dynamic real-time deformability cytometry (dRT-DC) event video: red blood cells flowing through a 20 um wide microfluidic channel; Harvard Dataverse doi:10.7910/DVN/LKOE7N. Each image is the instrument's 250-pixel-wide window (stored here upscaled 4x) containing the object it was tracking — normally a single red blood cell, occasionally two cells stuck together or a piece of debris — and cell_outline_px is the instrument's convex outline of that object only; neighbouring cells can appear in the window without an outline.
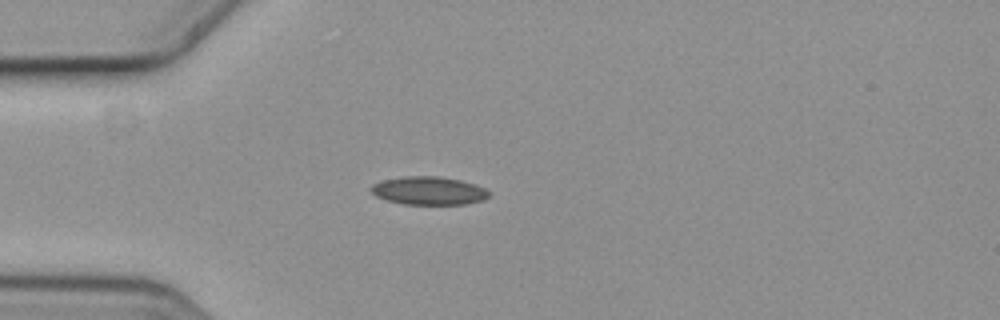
{"species": "common noctule bat (a hibernating species)", "species_latin": "Nyctalus noctula", "temperature_condition": "cold", "stored_images_in_passage": 1, "camera_frame_rate_fps": 3000, "um_per_image_px": 0.085, "animal": {"sex": "female", "body_mass_g": 19.3, "forearm_length_mm": 54.1}, "frame": {"image": 1, "passage_image": 1, "time_ms": 0.0, "image_size_px": [1000, 320], "cell_outline_px": [[488, 196], [484, 200], [468, 204], [404, 204], [388, 200], [376, 196], [368, 188], [372, 184], [384, 180], [404, 176], [436, 176], [460, 180], [476, 184], [484, 188], [488, 192]], "centroid_in_image_um": [36.44, 16.21], "position_along_channel_um": 48.6, "area_um2": 19.31}}